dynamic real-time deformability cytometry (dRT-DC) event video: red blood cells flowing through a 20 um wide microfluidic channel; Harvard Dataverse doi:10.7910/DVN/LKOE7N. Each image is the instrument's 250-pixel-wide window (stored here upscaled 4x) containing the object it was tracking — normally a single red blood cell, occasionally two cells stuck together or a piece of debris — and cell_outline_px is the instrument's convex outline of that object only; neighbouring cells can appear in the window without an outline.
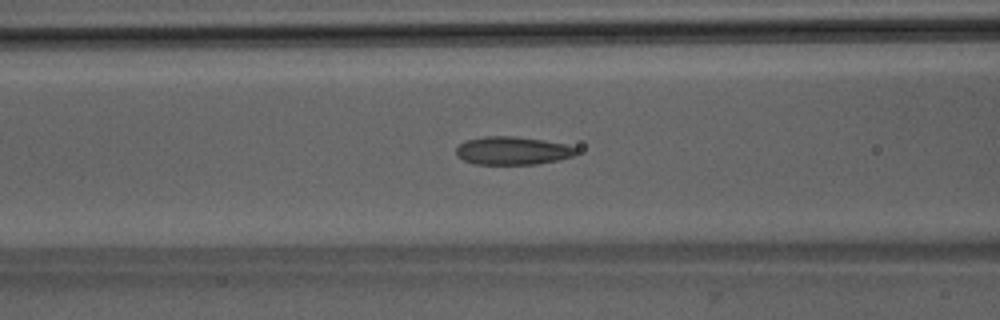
{"species": "Egyptian fruit bat (a non-hibernating species)", "species_latin": "Rousettus aegyptiacus", "temperature_condition": "room temperature", "stored_images_in_passage": 37, "camera_frame_rate_fps": 3000, "um_per_image_px": 0.085, "animal": {"sex": "male"}, "frame": {"image": 1, "passage_image": 7, "time_ms": 2.0, "image_size_px": [1000, 320], "cell_outline_px": [[576, 152], [572, 156], [560, 160], [536, 164], [472, 164], [456, 156], [456, 148], [460, 144], [468, 140], [484, 136], [512, 136], [544, 140], [564, 144], [576, 148]], "centroid_in_image_um": [43.54, 12.81], "position_along_channel_um": 123.1, "area_um2": 19.59}}
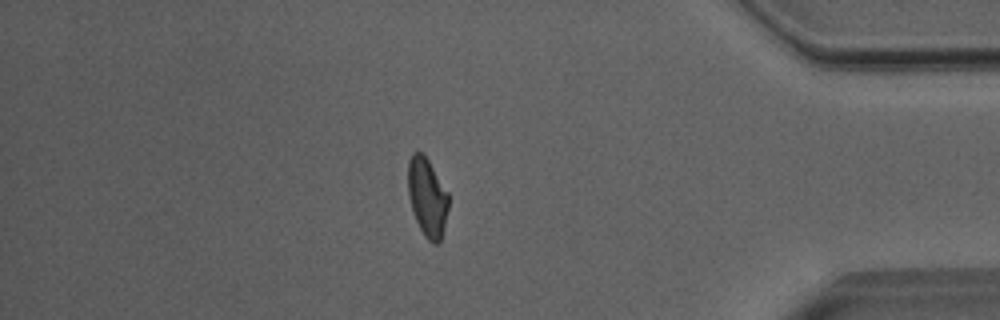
{"frame": {"image": 2, "passage_image": 30, "time_ms": 9.667, "image_size_px": [1000, 320], "cell_outline_px": [[448, 208], [440, 240], [436, 244], [432, 244], [424, 236], [416, 220], [408, 196], [408, 160], [412, 152], [420, 152], [428, 160], [448, 192]], "centroid_in_image_um": [36.3, 16.75], "position_along_channel_um": 398.9, "area_um2": 18.32}}
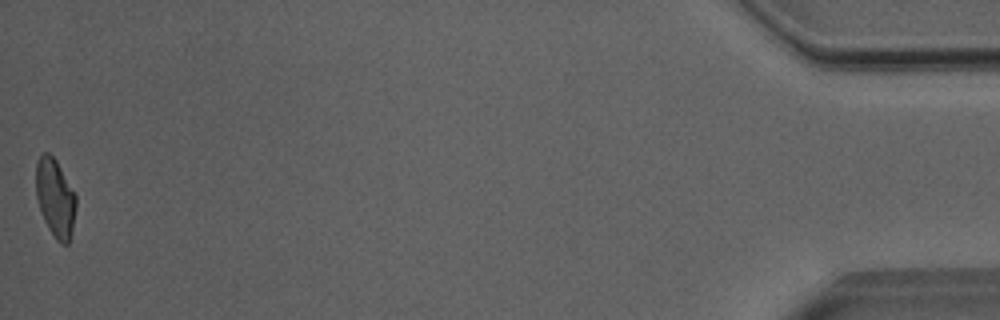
{"frame": {"image": 3, "passage_image": 37, "time_ms": 12.0, "image_size_px": [1000, 320], "cell_outline_px": [[76, 208], [72, 228], [68, 244], [60, 244], [56, 240], [48, 228], [44, 220], [36, 196], [36, 164], [40, 156], [44, 152], [48, 152], [56, 160], [76, 192]], "centroid_in_image_um": [4.71, 16.81], "position_along_channel_um": 430.5, "area_um2": 18.32}, "authors_computed_cell_mechanics": {"area_um2": 19.074, "velocity_mm_per_s": 4.0474, "shape_relaxation_time_tau1_ms": null, "shape_relaxation_time_tau2_ms": 1.9314, "deformation_change_tau1": null, "deformation_change_tau2": 0.0898}}